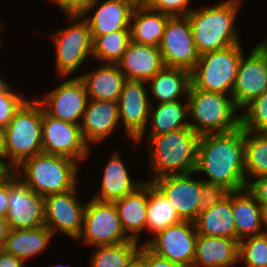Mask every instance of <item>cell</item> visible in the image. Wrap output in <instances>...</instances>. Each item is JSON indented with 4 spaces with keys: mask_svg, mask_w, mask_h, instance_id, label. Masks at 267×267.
Instances as JSON below:
<instances>
[{
    "mask_svg": "<svg viewBox=\"0 0 267 267\" xmlns=\"http://www.w3.org/2000/svg\"><path fill=\"white\" fill-rule=\"evenodd\" d=\"M209 176V183L220 184L230 192L247 188L245 174V130L240 126L225 133L201 135L194 173Z\"/></svg>",
    "mask_w": 267,
    "mask_h": 267,
    "instance_id": "obj_1",
    "label": "cell"
},
{
    "mask_svg": "<svg viewBox=\"0 0 267 267\" xmlns=\"http://www.w3.org/2000/svg\"><path fill=\"white\" fill-rule=\"evenodd\" d=\"M200 135L190 127L158 136H147L146 141L154 180L176 174L195 172Z\"/></svg>",
    "mask_w": 267,
    "mask_h": 267,
    "instance_id": "obj_2",
    "label": "cell"
},
{
    "mask_svg": "<svg viewBox=\"0 0 267 267\" xmlns=\"http://www.w3.org/2000/svg\"><path fill=\"white\" fill-rule=\"evenodd\" d=\"M241 0H227L216 6L192 10L187 16L200 55L240 43L235 16Z\"/></svg>",
    "mask_w": 267,
    "mask_h": 267,
    "instance_id": "obj_3",
    "label": "cell"
},
{
    "mask_svg": "<svg viewBox=\"0 0 267 267\" xmlns=\"http://www.w3.org/2000/svg\"><path fill=\"white\" fill-rule=\"evenodd\" d=\"M5 168L15 171L25 160L42 153V106L27 99L4 129Z\"/></svg>",
    "mask_w": 267,
    "mask_h": 267,
    "instance_id": "obj_4",
    "label": "cell"
},
{
    "mask_svg": "<svg viewBox=\"0 0 267 267\" xmlns=\"http://www.w3.org/2000/svg\"><path fill=\"white\" fill-rule=\"evenodd\" d=\"M186 98L190 128L200 136L225 133L241 126V115L236 113L239 108L232 95L207 92L190 84Z\"/></svg>",
    "mask_w": 267,
    "mask_h": 267,
    "instance_id": "obj_5",
    "label": "cell"
},
{
    "mask_svg": "<svg viewBox=\"0 0 267 267\" xmlns=\"http://www.w3.org/2000/svg\"><path fill=\"white\" fill-rule=\"evenodd\" d=\"M78 167L71 158L42 152L25 160L15 172L18 175L23 172L22 180L27 186L46 197L73 189L77 185Z\"/></svg>",
    "mask_w": 267,
    "mask_h": 267,
    "instance_id": "obj_6",
    "label": "cell"
},
{
    "mask_svg": "<svg viewBox=\"0 0 267 267\" xmlns=\"http://www.w3.org/2000/svg\"><path fill=\"white\" fill-rule=\"evenodd\" d=\"M241 46L238 43L200 55L190 72L191 85L207 92L232 95L239 63L244 55Z\"/></svg>",
    "mask_w": 267,
    "mask_h": 267,
    "instance_id": "obj_7",
    "label": "cell"
},
{
    "mask_svg": "<svg viewBox=\"0 0 267 267\" xmlns=\"http://www.w3.org/2000/svg\"><path fill=\"white\" fill-rule=\"evenodd\" d=\"M67 18L73 21V24L51 35L56 47L55 67L62 78L79 70L93 52V40L87 21L78 15Z\"/></svg>",
    "mask_w": 267,
    "mask_h": 267,
    "instance_id": "obj_8",
    "label": "cell"
},
{
    "mask_svg": "<svg viewBox=\"0 0 267 267\" xmlns=\"http://www.w3.org/2000/svg\"><path fill=\"white\" fill-rule=\"evenodd\" d=\"M95 246L116 245L132 239L125 233L114 202L92 198L86 203L83 229L78 240Z\"/></svg>",
    "mask_w": 267,
    "mask_h": 267,
    "instance_id": "obj_9",
    "label": "cell"
},
{
    "mask_svg": "<svg viewBox=\"0 0 267 267\" xmlns=\"http://www.w3.org/2000/svg\"><path fill=\"white\" fill-rule=\"evenodd\" d=\"M21 176L9 170L6 221L10 230L34 229L45 225V197L31 190Z\"/></svg>",
    "mask_w": 267,
    "mask_h": 267,
    "instance_id": "obj_10",
    "label": "cell"
},
{
    "mask_svg": "<svg viewBox=\"0 0 267 267\" xmlns=\"http://www.w3.org/2000/svg\"><path fill=\"white\" fill-rule=\"evenodd\" d=\"M159 50L164 65L191 72L200 54L194 42L188 16H170Z\"/></svg>",
    "mask_w": 267,
    "mask_h": 267,
    "instance_id": "obj_11",
    "label": "cell"
},
{
    "mask_svg": "<svg viewBox=\"0 0 267 267\" xmlns=\"http://www.w3.org/2000/svg\"><path fill=\"white\" fill-rule=\"evenodd\" d=\"M80 125L48 115L42 108V152L81 162L89 154Z\"/></svg>",
    "mask_w": 267,
    "mask_h": 267,
    "instance_id": "obj_12",
    "label": "cell"
},
{
    "mask_svg": "<svg viewBox=\"0 0 267 267\" xmlns=\"http://www.w3.org/2000/svg\"><path fill=\"white\" fill-rule=\"evenodd\" d=\"M266 90L267 38L258 43L248 57L242 56L232 89V97L235 105L242 109Z\"/></svg>",
    "mask_w": 267,
    "mask_h": 267,
    "instance_id": "obj_13",
    "label": "cell"
},
{
    "mask_svg": "<svg viewBox=\"0 0 267 267\" xmlns=\"http://www.w3.org/2000/svg\"><path fill=\"white\" fill-rule=\"evenodd\" d=\"M195 222L181 221L145 242L155 254L183 267H192L197 240Z\"/></svg>",
    "mask_w": 267,
    "mask_h": 267,
    "instance_id": "obj_14",
    "label": "cell"
},
{
    "mask_svg": "<svg viewBox=\"0 0 267 267\" xmlns=\"http://www.w3.org/2000/svg\"><path fill=\"white\" fill-rule=\"evenodd\" d=\"M77 185L66 192L45 197V226L78 240L84 221L86 203L76 198ZM83 204V205H82Z\"/></svg>",
    "mask_w": 267,
    "mask_h": 267,
    "instance_id": "obj_15",
    "label": "cell"
},
{
    "mask_svg": "<svg viewBox=\"0 0 267 267\" xmlns=\"http://www.w3.org/2000/svg\"><path fill=\"white\" fill-rule=\"evenodd\" d=\"M88 100L84 82L77 74V77L65 80L46 93L44 99L37 101L48 115L80 125Z\"/></svg>",
    "mask_w": 267,
    "mask_h": 267,
    "instance_id": "obj_16",
    "label": "cell"
},
{
    "mask_svg": "<svg viewBox=\"0 0 267 267\" xmlns=\"http://www.w3.org/2000/svg\"><path fill=\"white\" fill-rule=\"evenodd\" d=\"M145 83L147 82L127 80L117 101L120 123L123 120L127 137L136 143L146 133L152 105Z\"/></svg>",
    "mask_w": 267,
    "mask_h": 267,
    "instance_id": "obj_17",
    "label": "cell"
},
{
    "mask_svg": "<svg viewBox=\"0 0 267 267\" xmlns=\"http://www.w3.org/2000/svg\"><path fill=\"white\" fill-rule=\"evenodd\" d=\"M194 172L168 175L153 183L163 192L183 221L195 222L199 216L201 180L192 179Z\"/></svg>",
    "mask_w": 267,
    "mask_h": 267,
    "instance_id": "obj_18",
    "label": "cell"
},
{
    "mask_svg": "<svg viewBox=\"0 0 267 267\" xmlns=\"http://www.w3.org/2000/svg\"><path fill=\"white\" fill-rule=\"evenodd\" d=\"M101 0L94 1L82 15L90 28L92 40L118 30H130L131 15L138 4L134 0ZM88 16L89 12H93Z\"/></svg>",
    "mask_w": 267,
    "mask_h": 267,
    "instance_id": "obj_19",
    "label": "cell"
},
{
    "mask_svg": "<svg viewBox=\"0 0 267 267\" xmlns=\"http://www.w3.org/2000/svg\"><path fill=\"white\" fill-rule=\"evenodd\" d=\"M117 64L127 80L145 82L165 67L159 47L132 40Z\"/></svg>",
    "mask_w": 267,
    "mask_h": 267,
    "instance_id": "obj_20",
    "label": "cell"
},
{
    "mask_svg": "<svg viewBox=\"0 0 267 267\" xmlns=\"http://www.w3.org/2000/svg\"><path fill=\"white\" fill-rule=\"evenodd\" d=\"M120 123L118 102L89 99L80 124L85 142L91 146L108 138Z\"/></svg>",
    "mask_w": 267,
    "mask_h": 267,
    "instance_id": "obj_21",
    "label": "cell"
},
{
    "mask_svg": "<svg viewBox=\"0 0 267 267\" xmlns=\"http://www.w3.org/2000/svg\"><path fill=\"white\" fill-rule=\"evenodd\" d=\"M239 241L198 234L192 267H231L238 261Z\"/></svg>",
    "mask_w": 267,
    "mask_h": 267,
    "instance_id": "obj_22",
    "label": "cell"
},
{
    "mask_svg": "<svg viewBox=\"0 0 267 267\" xmlns=\"http://www.w3.org/2000/svg\"><path fill=\"white\" fill-rule=\"evenodd\" d=\"M232 211L238 241L264 233V209L247 188L232 191Z\"/></svg>",
    "mask_w": 267,
    "mask_h": 267,
    "instance_id": "obj_23",
    "label": "cell"
},
{
    "mask_svg": "<svg viewBox=\"0 0 267 267\" xmlns=\"http://www.w3.org/2000/svg\"><path fill=\"white\" fill-rule=\"evenodd\" d=\"M89 99L117 102L127 81L117 63L102 64L91 73L79 75Z\"/></svg>",
    "mask_w": 267,
    "mask_h": 267,
    "instance_id": "obj_24",
    "label": "cell"
},
{
    "mask_svg": "<svg viewBox=\"0 0 267 267\" xmlns=\"http://www.w3.org/2000/svg\"><path fill=\"white\" fill-rule=\"evenodd\" d=\"M117 151L111 155L102 178L101 192L92 197L103 202H115L134 192L144 181L135 182Z\"/></svg>",
    "mask_w": 267,
    "mask_h": 267,
    "instance_id": "obj_25",
    "label": "cell"
},
{
    "mask_svg": "<svg viewBox=\"0 0 267 267\" xmlns=\"http://www.w3.org/2000/svg\"><path fill=\"white\" fill-rule=\"evenodd\" d=\"M170 15L138 3L131 15V40L144 45L159 47Z\"/></svg>",
    "mask_w": 267,
    "mask_h": 267,
    "instance_id": "obj_26",
    "label": "cell"
},
{
    "mask_svg": "<svg viewBox=\"0 0 267 267\" xmlns=\"http://www.w3.org/2000/svg\"><path fill=\"white\" fill-rule=\"evenodd\" d=\"M125 233L132 240H139L140 232L145 229L148 204V181L134 192L114 202Z\"/></svg>",
    "mask_w": 267,
    "mask_h": 267,
    "instance_id": "obj_27",
    "label": "cell"
},
{
    "mask_svg": "<svg viewBox=\"0 0 267 267\" xmlns=\"http://www.w3.org/2000/svg\"><path fill=\"white\" fill-rule=\"evenodd\" d=\"M195 225L198 234L237 240L232 211V192L219 203L200 212Z\"/></svg>",
    "mask_w": 267,
    "mask_h": 267,
    "instance_id": "obj_28",
    "label": "cell"
},
{
    "mask_svg": "<svg viewBox=\"0 0 267 267\" xmlns=\"http://www.w3.org/2000/svg\"><path fill=\"white\" fill-rule=\"evenodd\" d=\"M52 235V231L45 225L34 229L10 230L2 249L26 262L46 249Z\"/></svg>",
    "mask_w": 267,
    "mask_h": 267,
    "instance_id": "obj_29",
    "label": "cell"
},
{
    "mask_svg": "<svg viewBox=\"0 0 267 267\" xmlns=\"http://www.w3.org/2000/svg\"><path fill=\"white\" fill-rule=\"evenodd\" d=\"M151 105L149 114L150 131L148 136H158L168 132L176 131L182 128L190 127L189 120V102L186 104L177 101L168 103H158Z\"/></svg>",
    "mask_w": 267,
    "mask_h": 267,
    "instance_id": "obj_30",
    "label": "cell"
},
{
    "mask_svg": "<svg viewBox=\"0 0 267 267\" xmlns=\"http://www.w3.org/2000/svg\"><path fill=\"white\" fill-rule=\"evenodd\" d=\"M151 94L160 102L177 101L181 94L188 95L191 84L190 72L181 68L165 66L153 78L149 79Z\"/></svg>",
    "mask_w": 267,
    "mask_h": 267,
    "instance_id": "obj_31",
    "label": "cell"
},
{
    "mask_svg": "<svg viewBox=\"0 0 267 267\" xmlns=\"http://www.w3.org/2000/svg\"><path fill=\"white\" fill-rule=\"evenodd\" d=\"M183 221L168 198L153 183L148 181L147 230L155 236L169 226Z\"/></svg>",
    "mask_w": 267,
    "mask_h": 267,
    "instance_id": "obj_32",
    "label": "cell"
},
{
    "mask_svg": "<svg viewBox=\"0 0 267 267\" xmlns=\"http://www.w3.org/2000/svg\"><path fill=\"white\" fill-rule=\"evenodd\" d=\"M139 244L131 240L116 245L97 246L89 267H128L142 247Z\"/></svg>",
    "mask_w": 267,
    "mask_h": 267,
    "instance_id": "obj_33",
    "label": "cell"
},
{
    "mask_svg": "<svg viewBox=\"0 0 267 267\" xmlns=\"http://www.w3.org/2000/svg\"><path fill=\"white\" fill-rule=\"evenodd\" d=\"M245 174L247 183L267 174V132L245 131Z\"/></svg>",
    "mask_w": 267,
    "mask_h": 267,
    "instance_id": "obj_34",
    "label": "cell"
},
{
    "mask_svg": "<svg viewBox=\"0 0 267 267\" xmlns=\"http://www.w3.org/2000/svg\"><path fill=\"white\" fill-rule=\"evenodd\" d=\"M131 41V30H118L93 40L92 56L102 62L117 63Z\"/></svg>",
    "mask_w": 267,
    "mask_h": 267,
    "instance_id": "obj_35",
    "label": "cell"
},
{
    "mask_svg": "<svg viewBox=\"0 0 267 267\" xmlns=\"http://www.w3.org/2000/svg\"><path fill=\"white\" fill-rule=\"evenodd\" d=\"M238 261L244 262L246 267H267V234L241 239Z\"/></svg>",
    "mask_w": 267,
    "mask_h": 267,
    "instance_id": "obj_36",
    "label": "cell"
},
{
    "mask_svg": "<svg viewBox=\"0 0 267 267\" xmlns=\"http://www.w3.org/2000/svg\"><path fill=\"white\" fill-rule=\"evenodd\" d=\"M242 109L245 114L241 115V127L245 131L267 132V90Z\"/></svg>",
    "mask_w": 267,
    "mask_h": 267,
    "instance_id": "obj_37",
    "label": "cell"
},
{
    "mask_svg": "<svg viewBox=\"0 0 267 267\" xmlns=\"http://www.w3.org/2000/svg\"><path fill=\"white\" fill-rule=\"evenodd\" d=\"M26 100L27 98L12 91L11 87L0 93V128L5 129Z\"/></svg>",
    "mask_w": 267,
    "mask_h": 267,
    "instance_id": "obj_38",
    "label": "cell"
},
{
    "mask_svg": "<svg viewBox=\"0 0 267 267\" xmlns=\"http://www.w3.org/2000/svg\"><path fill=\"white\" fill-rule=\"evenodd\" d=\"M191 0H142L141 5L152 8L170 16H186L192 9H188Z\"/></svg>",
    "mask_w": 267,
    "mask_h": 267,
    "instance_id": "obj_39",
    "label": "cell"
},
{
    "mask_svg": "<svg viewBox=\"0 0 267 267\" xmlns=\"http://www.w3.org/2000/svg\"><path fill=\"white\" fill-rule=\"evenodd\" d=\"M229 190L220 184L201 180V195L199 200V213L207 210L228 196Z\"/></svg>",
    "mask_w": 267,
    "mask_h": 267,
    "instance_id": "obj_40",
    "label": "cell"
},
{
    "mask_svg": "<svg viewBox=\"0 0 267 267\" xmlns=\"http://www.w3.org/2000/svg\"><path fill=\"white\" fill-rule=\"evenodd\" d=\"M56 3L67 16H82L96 0H51Z\"/></svg>",
    "mask_w": 267,
    "mask_h": 267,
    "instance_id": "obj_41",
    "label": "cell"
},
{
    "mask_svg": "<svg viewBox=\"0 0 267 267\" xmlns=\"http://www.w3.org/2000/svg\"><path fill=\"white\" fill-rule=\"evenodd\" d=\"M248 182L247 189L254 195L263 209H267V174L253 178Z\"/></svg>",
    "mask_w": 267,
    "mask_h": 267,
    "instance_id": "obj_42",
    "label": "cell"
},
{
    "mask_svg": "<svg viewBox=\"0 0 267 267\" xmlns=\"http://www.w3.org/2000/svg\"><path fill=\"white\" fill-rule=\"evenodd\" d=\"M9 197V170L0 177V218H6Z\"/></svg>",
    "mask_w": 267,
    "mask_h": 267,
    "instance_id": "obj_43",
    "label": "cell"
},
{
    "mask_svg": "<svg viewBox=\"0 0 267 267\" xmlns=\"http://www.w3.org/2000/svg\"><path fill=\"white\" fill-rule=\"evenodd\" d=\"M146 267H183L152 252L146 246Z\"/></svg>",
    "mask_w": 267,
    "mask_h": 267,
    "instance_id": "obj_44",
    "label": "cell"
},
{
    "mask_svg": "<svg viewBox=\"0 0 267 267\" xmlns=\"http://www.w3.org/2000/svg\"><path fill=\"white\" fill-rule=\"evenodd\" d=\"M25 262L0 249V267H24Z\"/></svg>",
    "mask_w": 267,
    "mask_h": 267,
    "instance_id": "obj_45",
    "label": "cell"
},
{
    "mask_svg": "<svg viewBox=\"0 0 267 267\" xmlns=\"http://www.w3.org/2000/svg\"><path fill=\"white\" fill-rule=\"evenodd\" d=\"M128 267H146V245H142L139 253L133 258Z\"/></svg>",
    "mask_w": 267,
    "mask_h": 267,
    "instance_id": "obj_46",
    "label": "cell"
},
{
    "mask_svg": "<svg viewBox=\"0 0 267 267\" xmlns=\"http://www.w3.org/2000/svg\"><path fill=\"white\" fill-rule=\"evenodd\" d=\"M9 231L10 228L6 221V218H0V249H2L5 238L7 237Z\"/></svg>",
    "mask_w": 267,
    "mask_h": 267,
    "instance_id": "obj_47",
    "label": "cell"
},
{
    "mask_svg": "<svg viewBox=\"0 0 267 267\" xmlns=\"http://www.w3.org/2000/svg\"><path fill=\"white\" fill-rule=\"evenodd\" d=\"M5 136H4V129L0 128V162L5 167Z\"/></svg>",
    "mask_w": 267,
    "mask_h": 267,
    "instance_id": "obj_48",
    "label": "cell"
},
{
    "mask_svg": "<svg viewBox=\"0 0 267 267\" xmlns=\"http://www.w3.org/2000/svg\"><path fill=\"white\" fill-rule=\"evenodd\" d=\"M1 77V76H0ZM11 85L0 78V93L6 91Z\"/></svg>",
    "mask_w": 267,
    "mask_h": 267,
    "instance_id": "obj_49",
    "label": "cell"
},
{
    "mask_svg": "<svg viewBox=\"0 0 267 267\" xmlns=\"http://www.w3.org/2000/svg\"><path fill=\"white\" fill-rule=\"evenodd\" d=\"M264 233L267 234V209H264Z\"/></svg>",
    "mask_w": 267,
    "mask_h": 267,
    "instance_id": "obj_50",
    "label": "cell"
},
{
    "mask_svg": "<svg viewBox=\"0 0 267 267\" xmlns=\"http://www.w3.org/2000/svg\"><path fill=\"white\" fill-rule=\"evenodd\" d=\"M8 170L4 167V165L0 162V177H2Z\"/></svg>",
    "mask_w": 267,
    "mask_h": 267,
    "instance_id": "obj_51",
    "label": "cell"
},
{
    "mask_svg": "<svg viewBox=\"0 0 267 267\" xmlns=\"http://www.w3.org/2000/svg\"><path fill=\"white\" fill-rule=\"evenodd\" d=\"M60 266H61V267H65V266H63V265H61V264H60V265H59V264L56 265V267H60ZM52 267H55V266H52Z\"/></svg>",
    "mask_w": 267,
    "mask_h": 267,
    "instance_id": "obj_52",
    "label": "cell"
},
{
    "mask_svg": "<svg viewBox=\"0 0 267 267\" xmlns=\"http://www.w3.org/2000/svg\"><path fill=\"white\" fill-rule=\"evenodd\" d=\"M136 3H141L142 0H134Z\"/></svg>",
    "mask_w": 267,
    "mask_h": 267,
    "instance_id": "obj_53",
    "label": "cell"
},
{
    "mask_svg": "<svg viewBox=\"0 0 267 267\" xmlns=\"http://www.w3.org/2000/svg\"><path fill=\"white\" fill-rule=\"evenodd\" d=\"M2 24L0 23V32H1V30H2V26H1ZM0 44H1V40H0Z\"/></svg>",
    "mask_w": 267,
    "mask_h": 267,
    "instance_id": "obj_54",
    "label": "cell"
}]
</instances>
